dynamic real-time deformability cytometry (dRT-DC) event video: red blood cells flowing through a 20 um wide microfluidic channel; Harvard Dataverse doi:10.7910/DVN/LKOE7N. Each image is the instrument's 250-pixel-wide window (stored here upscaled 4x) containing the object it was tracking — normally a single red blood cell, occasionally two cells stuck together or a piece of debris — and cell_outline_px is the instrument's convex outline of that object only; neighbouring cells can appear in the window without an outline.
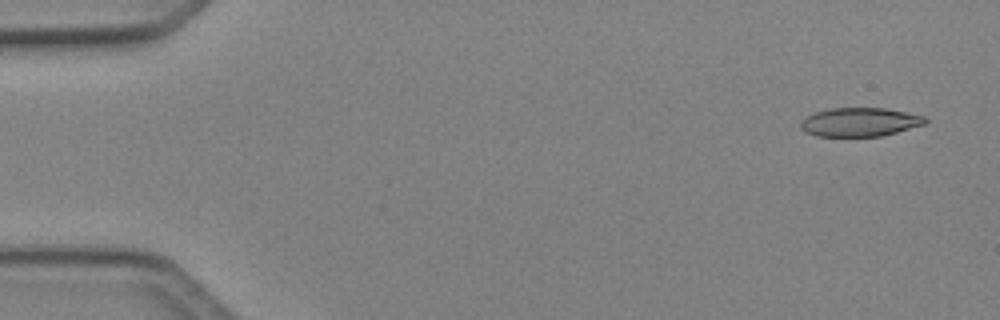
{"species": "Egyptian fruit bat (a non-hibernating species)", "species_latin": "Rousettus aegyptiacus", "temperature_condition": "cold", "stored_images_in_passage": 6, "camera_frame_rate_fps": 3000, "um_per_image_px": 0.085, "animal": {"sex": "female"}, "frame": {"image": 1, "passage_image": 1, "time_ms": 0.0, "image_size_px": [1000, 320], "cell_outline_px": [[928, 120], [924, 124], [896, 132], [880, 136], [816, 136], [800, 128], [800, 124], [808, 116], [816, 112], [832, 108], [884, 108], [924, 116]], "centroid_in_image_um": [73.09, 10.37], "position_along_channel_um": 11.9, "area_um2": 20.46}}
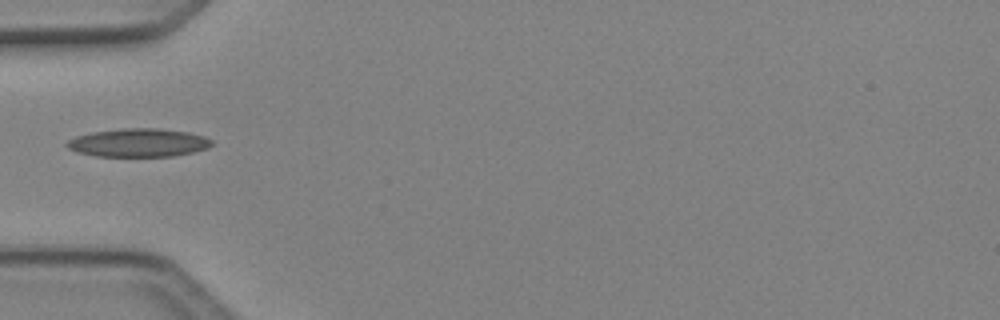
{"frame": {"image": 2, "passage_image": 5, "time_ms": 1.333, "image_size_px": [1000, 320], "cell_outline_px": [[212, 144], [208, 148], [192, 152], [172, 156], [96, 156], [80, 152], [68, 148], [64, 144], [68, 140], [76, 136], [92, 132], [120, 128], [160, 128], [188, 132], [204, 136], [212, 140]], "centroid_in_image_um": [11.77, 12.12], "position_along_channel_um": 73.2, "area_um2": 23.87}}
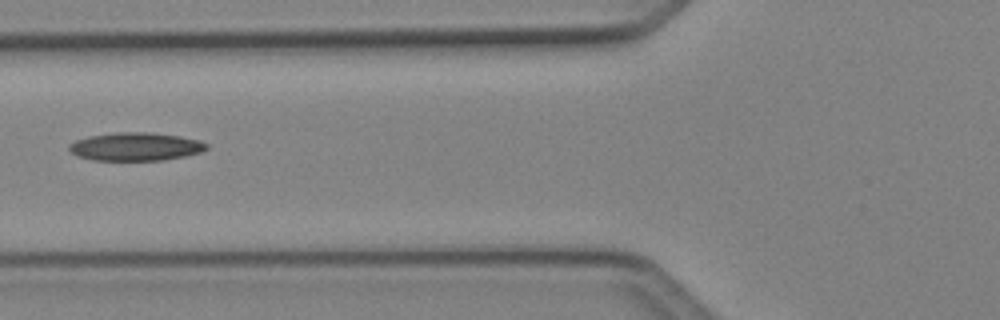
{"frame": {"image": 3, "passage_image": 6, "time_ms": 1.667, "image_size_px": [1000, 320], "cell_outline_px": [[208, 148], [200, 152], [184, 156], [164, 160], [92, 160], [76, 156], [68, 148], [68, 144], [76, 140], [88, 136], [116, 132], [148, 132], [180, 136], [200, 140], [208, 144]], "centroid_in_image_um": [11.51, 12.46], "position_along_channel_um": 114.3, "area_um2": 22.66}}